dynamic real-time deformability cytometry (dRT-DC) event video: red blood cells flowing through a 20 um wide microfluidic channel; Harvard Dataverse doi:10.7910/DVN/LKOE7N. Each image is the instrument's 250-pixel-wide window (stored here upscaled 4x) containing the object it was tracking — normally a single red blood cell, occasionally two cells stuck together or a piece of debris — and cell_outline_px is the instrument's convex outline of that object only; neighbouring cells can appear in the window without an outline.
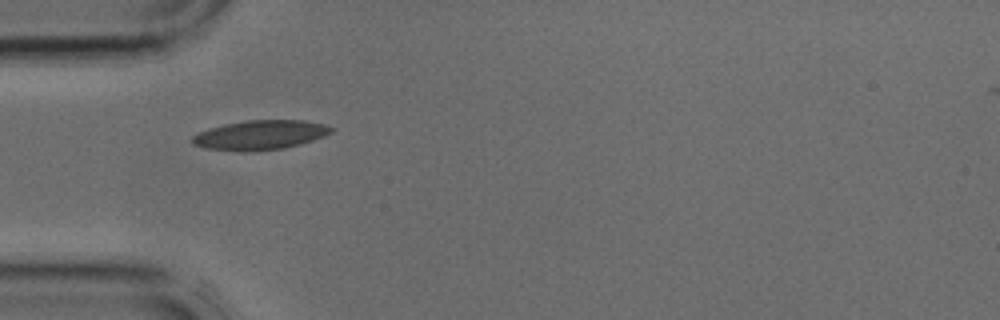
{"species": "common noctule bat (a hibernating species)", "species_latin": "Nyctalus noctula", "temperature_condition": "cold", "stored_images_in_passage": 4, "camera_frame_rate_fps": 3000, "um_per_image_px": 0.085, "animal": {"sex": "male", "body_mass_g": 17.9, "forearm_length_mm": 54.2}, "frame": {"image": 1, "passage_image": 4, "time_ms": 1.0, "image_size_px": [1000, 320], "cell_outline_px": [[336, 128], [332, 132], [324, 136], [300, 144], [284, 148], [252, 152], [240, 152], [204, 148], [192, 144], [192, 136], [196, 132], [208, 128], [224, 124], [248, 120], [304, 120], [324, 124]], "centroid_in_image_um": [22.08, 11.48], "position_along_channel_um": 62.9, "area_um2": 24.22}}